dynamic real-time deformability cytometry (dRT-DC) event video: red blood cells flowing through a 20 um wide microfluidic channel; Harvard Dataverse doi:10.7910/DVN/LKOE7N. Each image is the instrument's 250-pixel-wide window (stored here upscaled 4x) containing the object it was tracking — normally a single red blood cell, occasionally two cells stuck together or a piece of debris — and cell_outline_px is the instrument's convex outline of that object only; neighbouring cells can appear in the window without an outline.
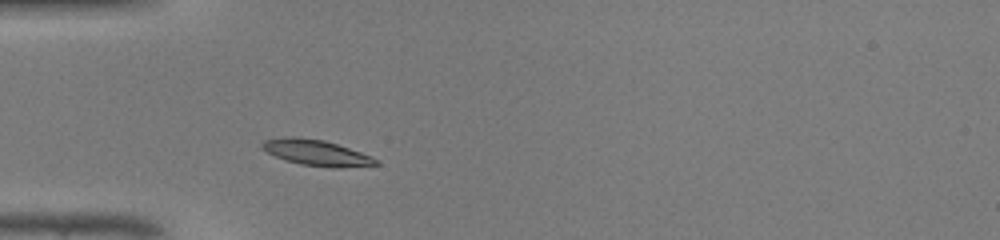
{"species": "common noctule bat (a hibernating species)", "species_latin": "Nyctalus noctula", "temperature_condition": "warm", "stored_images_in_passage": 34, "camera_frame_rate_fps": 3000, "um_per_image_px": 0.085, "animal": {"sex": "male", "body_mass_g": 19.0, "forearm_length_mm": 50.8}, "frame": {"image": 1, "passage_image": 1, "time_ms": 0.0, "image_size_px": [1000, 240], "cell_outline_px": [[380, 164], [340, 168], [332, 168], [300, 164], [284, 160], [260, 148], [260, 144], [264, 140], [292, 136], [324, 140], [372, 156]], "centroid_in_image_um": [26.87, 12.99], "position_along_channel_um": 58.1, "area_um2": 16.99}}
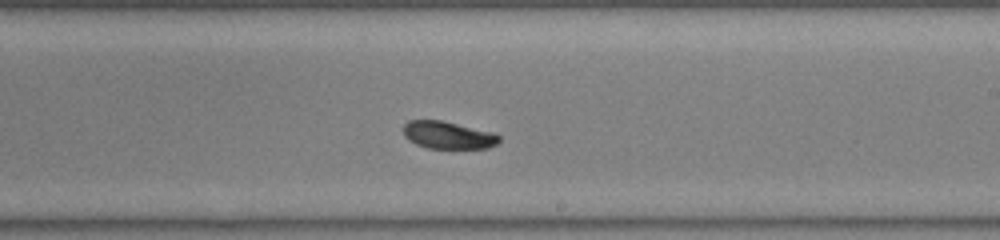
{"frame": {"image": 2, "passage_image": 15, "time_ms": 4.667, "image_size_px": [1000, 240], "cell_outline_px": [[500, 140], [496, 144], [488, 148], [428, 148], [416, 144], [408, 140], [404, 136], [404, 124], [408, 120], [440, 120], [496, 132], [500, 136]], "centroid_in_image_um": [38.1, 11.48], "position_along_channel_um": 250.9, "area_um2": 15.43}}
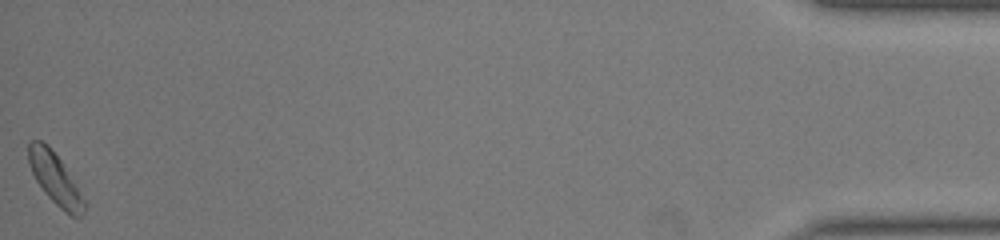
{"frame": {"image": 3, "passage_image": 34, "time_ms": 11.0, "image_size_px": [1000, 240], "cell_outline_px": [[88, 204], [84, 212], [80, 216], [72, 216], [64, 212], [44, 192], [36, 180], [28, 164], [28, 140], [40, 140], [48, 144], [60, 160]], "centroid_in_image_um": [4.67, 15.18], "position_along_channel_um": 430.5, "area_um2": 16.59}, "authors_computed_cell_mechanics": {"area_um2": 16.0106, "velocity_mm_per_s": 4.2667, "shape_relaxation_time_tau1_ms": 1.0312, "shape_relaxation_time_tau2_ms": 7.9158, "deformation_change_tau1": 0.0907, "deformation_change_tau2": 0.0499}}